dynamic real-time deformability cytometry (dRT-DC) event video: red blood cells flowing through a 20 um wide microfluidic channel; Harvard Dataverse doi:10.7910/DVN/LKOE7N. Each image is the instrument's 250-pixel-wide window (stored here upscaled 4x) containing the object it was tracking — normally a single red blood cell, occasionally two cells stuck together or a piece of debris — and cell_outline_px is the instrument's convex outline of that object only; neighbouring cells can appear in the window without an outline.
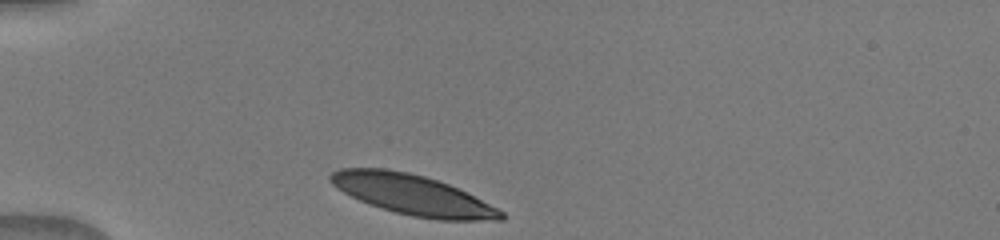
{"species": "human", "species_latin": "Homo sapiens", "temperature_condition": "warm", "stored_images_in_passage": 32, "camera_frame_rate_fps": 3000, "um_per_image_px": 0.085, "donor": {"sex": "male"}, "frame": {"image": 1, "passage_image": 1, "time_ms": 0.0, "image_size_px": [1000, 240], "cell_outline_px": [[504, 220], [436, 220], [412, 216], [380, 208], [368, 204], [336, 188], [328, 180], [328, 176], [332, 172], [340, 168], [384, 168], [408, 172], [424, 176], [448, 184], [504, 212]], "centroid_in_image_um": [35.01, 16.55], "position_along_channel_um": 50.0, "area_um2": 39.54}}
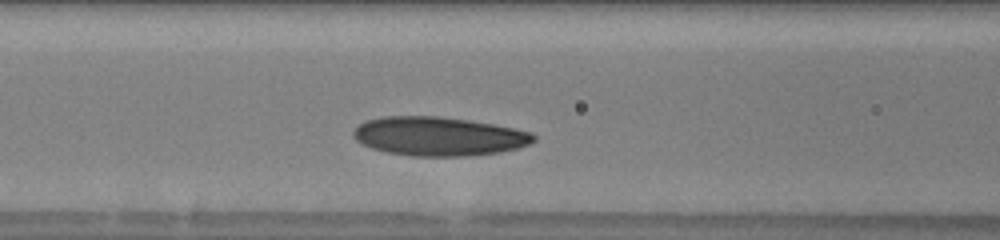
{"frame": {"image": 2, "passage_image": 9, "time_ms": 2.667, "image_size_px": [1000, 240], "cell_outline_px": [[536, 140], [528, 144], [516, 148], [500, 152], [468, 156], [412, 156], [388, 152], [372, 148], [360, 144], [352, 136], [352, 132], [364, 120], [384, 116], [436, 116], [468, 120], [492, 124], [532, 132], [536, 136]], "centroid_in_image_um": [37.26, 11.58], "position_along_channel_um": 129.3, "area_um2": 40.86}}
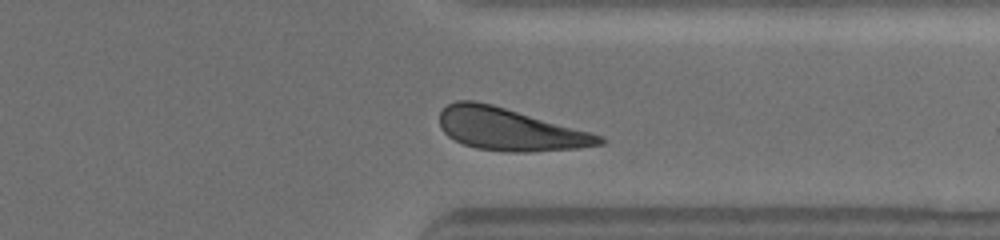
{"frame": {"image": 3, "passage_image": 27, "time_ms": 8.667, "image_size_px": [1000, 240], "cell_outline_px": [[608, 140], [604, 144], [580, 148], [528, 152], [504, 152], [476, 148], [464, 144], [448, 136], [440, 128], [440, 112], [448, 104], [456, 100], [476, 100], [492, 104], [588, 132], [600, 136]], "centroid_in_image_um": [43.29, 11.0], "position_along_channel_um": 368.1, "area_um2": 39.13}}